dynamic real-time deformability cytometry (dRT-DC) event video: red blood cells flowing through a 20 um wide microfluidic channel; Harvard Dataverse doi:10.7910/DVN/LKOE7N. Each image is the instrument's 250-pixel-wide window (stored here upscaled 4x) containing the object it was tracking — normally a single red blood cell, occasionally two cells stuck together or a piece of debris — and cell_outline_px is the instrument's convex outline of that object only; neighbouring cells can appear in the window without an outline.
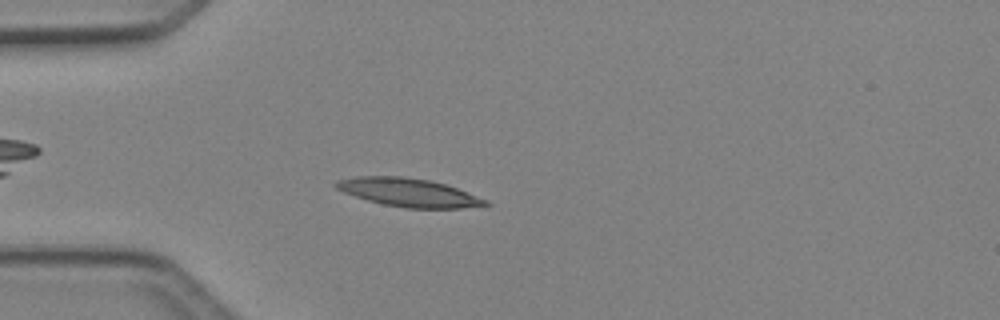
{"species": "Egyptian fruit bat (a non-hibernating species)", "species_latin": "Rousettus aegyptiacus", "temperature_condition": "cold", "stored_images_in_passage": 41, "camera_frame_rate_fps": 3000, "um_per_image_px": 0.085, "animal": {"sex": "female"}, "frame": {"image": 1, "passage_image": 6, "time_ms": 1.667, "image_size_px": [1000, 320], "cell_outline_px": [[492, 204], [460, 208], [408, 208], [384, 204], [368, 200], [344, 192], [336, 188], [332, 184], [336, 180], [356, 176], [404, 176], [428, 180], [444, 184], [468, 192], [488, 200]], "centroid_in_image_um": [34.72, 16.35], "position_along_channel_um": 50.3, "area_um2": 24.51}}
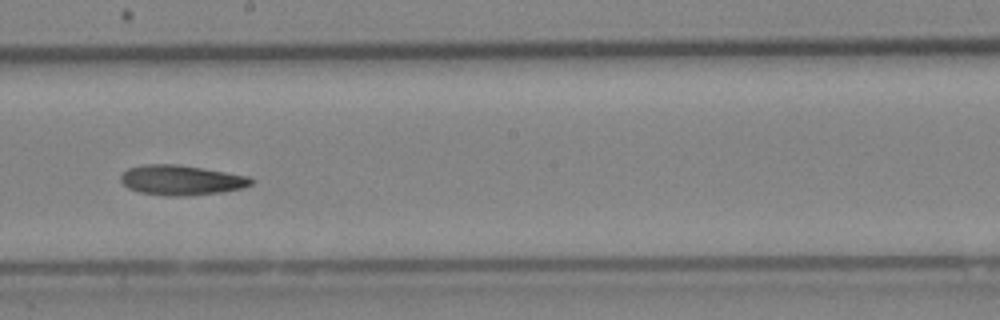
{"frame": {"image": 2, "passage_image": 20, "time_ms": 6.333, "image_size_px": [1000, 320], "cell_outline_px": [[256, 180], [252, 184], [244, 188], [220, 192], [184, 196], [164, 196], [140, 192], [128, 188], [120, 180], [120, 176], [128, 168], [144, 164], [176, 164], [248, 176]], "centroid_in_image_um": [15.4, 15.31], "position_along_channel_um": 232.8, "area_um2": 22.72}}
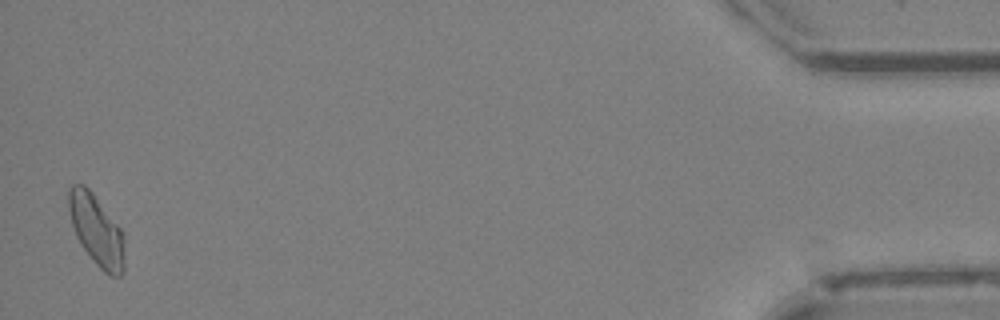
{"frame": {"image": 3, "passage_image": 40, "time_ms": 13.0, "image_size_px": [1000, 320], "cell_outline_px": [[124, 272], [120, 276], [108, 276], [96, 264], [80, 244], [76, 236], [72, 224], [68, 208], [68, 188], [72, 184], [84, 184], [92, 192], [120, 228], [124, 236]], "centroid_in_image_um": [8.2, 19.58], "position_along_channel_um": 427.0, "area_um2": 23.06}, "authors_computed_cell_mechanics": {"area_um2": 22.7154, "velocity_mm_per_s": 4.2179, "shape_relaxation_time_tau1_ms": 5.142, "shape_relaxation_time_tau2_ms": null, "deformation_change_tau1": 0.1703, "deformation_change_tau2": null}}